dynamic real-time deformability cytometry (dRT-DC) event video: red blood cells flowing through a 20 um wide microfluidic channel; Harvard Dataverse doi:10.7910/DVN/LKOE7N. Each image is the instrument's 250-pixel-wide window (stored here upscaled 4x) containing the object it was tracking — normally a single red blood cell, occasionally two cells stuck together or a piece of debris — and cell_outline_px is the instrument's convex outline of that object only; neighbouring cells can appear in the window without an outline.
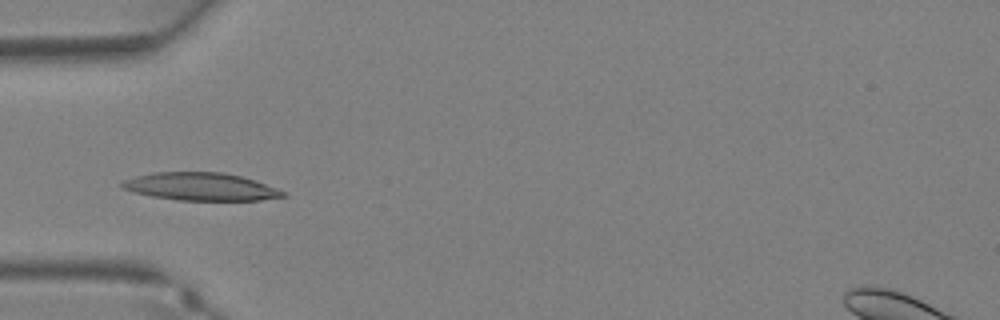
{"species": "Egyptian fruit bat (a non-hibernating species)", "species_latin": "Rousettus aegyptiacus", "temperature_condition": "warm", "stored_images_in_passage": 25, "camera_frame_rate_fps": 3000, "um_per_image_px": 0.085, "animal": {"sex": "female"}, "frame": {"image": 1, "passage_image": 3, "time_ms": 0.667, "image_size_px": [1000, 320], "cell_outline_px": [[288, 196], [260, 200], [176, 200], [152, 196], [120, 188], [120, 184], [124, 180], [136, 176], [152, 172], [224, 172], [256, 180], [288, 192]], "centroid_in_image_um": [17.1, 15.86], "position_along_channel_um": 67.9, "area_um2": 26.18}}
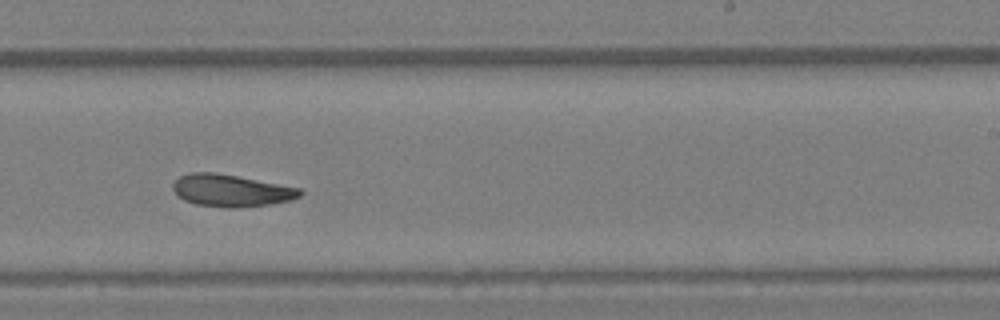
{"frame": {"image": 2, "passage_image": 14, "time_ms": 4.333, "image_size_px": [1000, 320], "cell_outline_px": [[304, 192], [300, 196], [292, 200], [268, 204], [232, 208], [224, 208], [196, 204], [184, 200], [176, 196], [172, 188], [172, 184], [180, 176], [188, 172], [212, 172], [236, 176], [300, 188]], "centroid_in_image_um": [19.6, 16.2], "position_along_channel_um": 269.4, "area_um2": 23.76}}
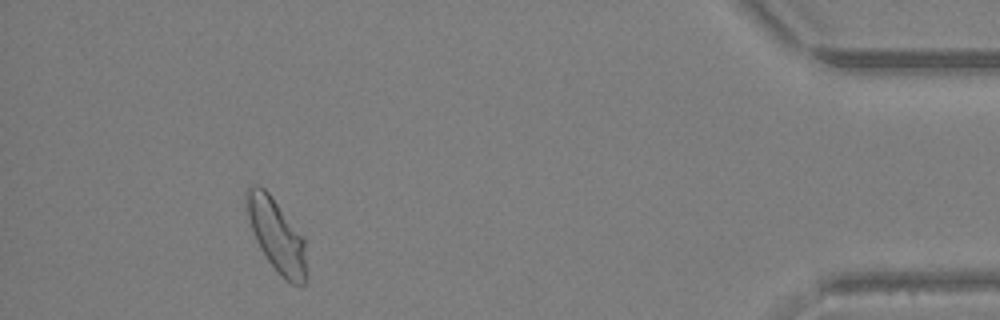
{"frame": {"image": 3, "passage_image": 25, "time_ms": 8.0, "image_size_px": [1000, 320], "cell_outline_px": [[304, 284], [292, 284], [280, 276], [268, 260], [260, 248], [256, 240], [248, 216], [244, 196], [244, 192], [252, 184], [256, 184], [264, 188], [268, 192], [304, 236]], "centroid_in_image_um": [23.46, 19.94], "position_along_channel_um": 411.7, "area_um2": 24.91}}